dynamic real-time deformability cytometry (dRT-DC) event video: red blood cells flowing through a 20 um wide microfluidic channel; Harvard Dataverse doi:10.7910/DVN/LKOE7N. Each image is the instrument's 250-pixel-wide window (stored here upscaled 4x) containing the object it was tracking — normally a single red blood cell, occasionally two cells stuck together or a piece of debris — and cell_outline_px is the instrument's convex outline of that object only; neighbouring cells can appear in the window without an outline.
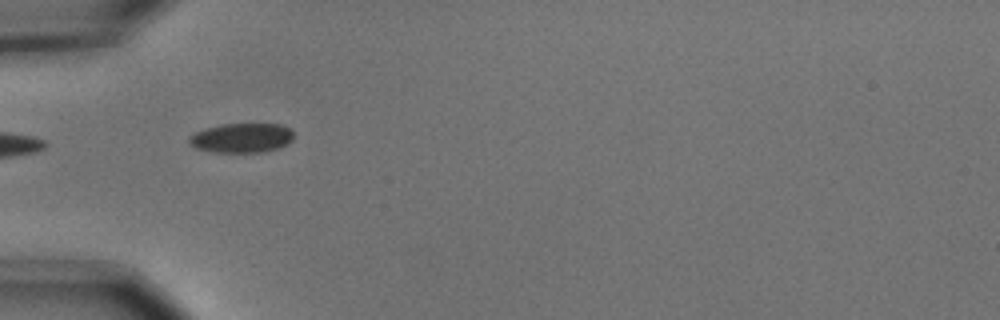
{"species": "common noctule bat (a hibernating species)", "species_latin": "Nyctalus noctula", "temperature_condition": "cold", "stored_images_in_passage": 6, "segment_of_instrument_passage": [2, 2], "camera_frame_rate_fps": 3000, "um_per_image_px": 0.085, "animal": {"sex": "male", "body_mass_g": 15.6}, "frame": {"image": 1, "passage_image": 5, "time_ms": 1.333, "image_size_px": [1000, 320], "cell_outline_px": [[292, 140], [276, 148], [260, 152], [212, 152], [196, 148], [188, 144], [188, 136], [196, 132], [208, 128], [224, 124], [280, 124], [288, 128], [292, 132]], "centroid_in_image_um": [20.48, 11.72], "position_along_channel_um": 64.5, "area_um2": 17.69}}
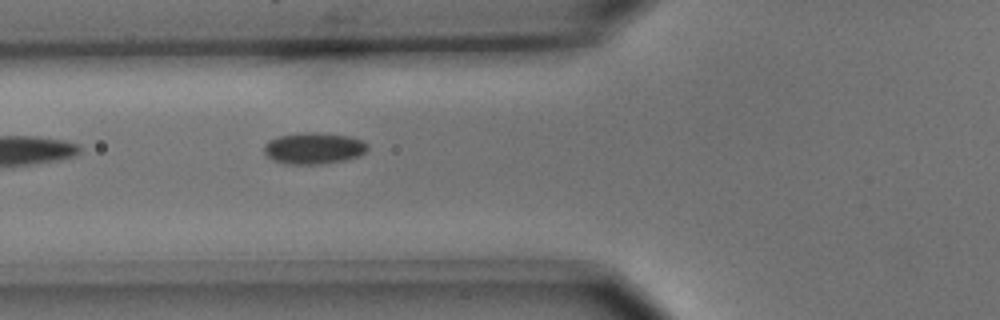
{"frame": {"image": 2, "passage_image": 6, "time_ms": 1.667, "image_size_px": [1000, 320], "cell_outline_px": [[368, 148], [360, 156], [344, 160], [320, 164], [288, 164], [276, 160], [268, 156], [264, 152], [264, 144], [268, 140], [280, 136], [304, 132], [316, 132], [348, 136], [364, 140], [368, 144]], "centroid_in_image_um": [26.7, 12.59], "position_along_channel_um": 99.1, "area_um2": 18.9}}